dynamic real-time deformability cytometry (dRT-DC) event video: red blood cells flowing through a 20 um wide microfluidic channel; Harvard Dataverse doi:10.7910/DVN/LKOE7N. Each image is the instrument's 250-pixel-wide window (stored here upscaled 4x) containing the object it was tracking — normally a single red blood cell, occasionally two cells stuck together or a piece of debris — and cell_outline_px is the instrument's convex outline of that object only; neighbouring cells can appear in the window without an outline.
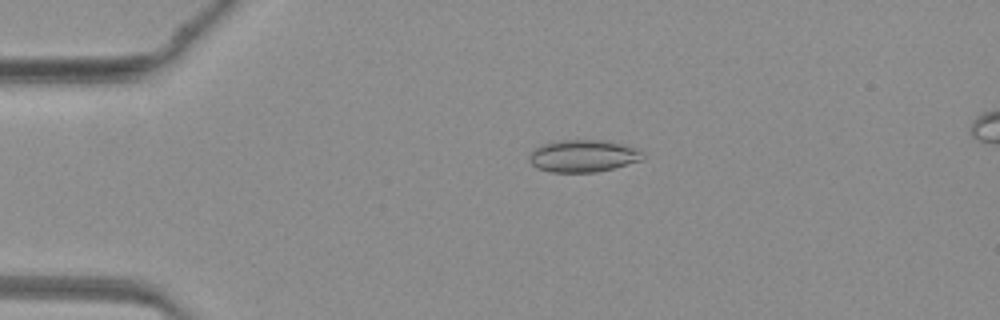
{"species": "common noctule bat (a hibernating species)", "species_latin": "Nyctalus noctula", "temperature_condition": "warm", "stored_images_in_passage": 47, "camera_frame_rate_fps": 3000, "um_per_image_px": 0.085, "animal": {"sex": "female", "body_mass_g": 19.3, "forearm_length_mm": 54.1}, "frame": {"image": 1, "passage_image": 11, "time_ms": 3.333, "image_size_px": [1000, 320], "cell_outline_px": [[644, 160], [596, 172], [552, 172], [536, 168], [528, 160], [528, 156], [532, 148], [556, 140], [604, 140], [624, 144], [636, 148], [644, 152]], "centroid_in_image_um": [49.56, 13.24], "position_along_channel_um": 35.4, "area_um2": 21.62}}
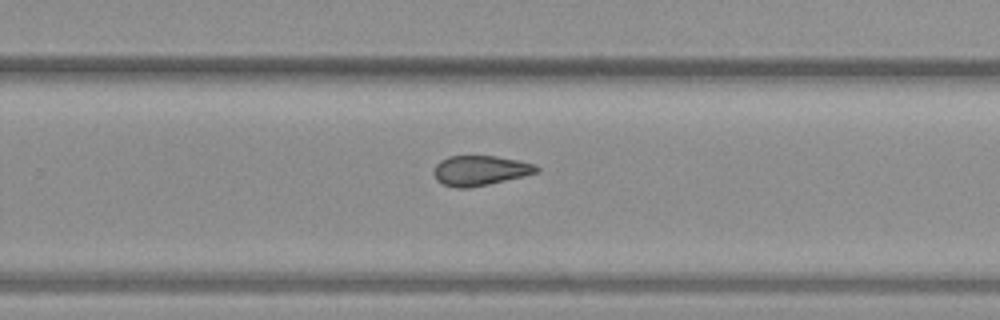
{"frame": {"image": 2, "passage_image": 31, "time_ms": 10.0, "image_size_px": [1000, 320], "cell_outline_px": [[540, 168], [536, 172], [524, 176], [488, 184], [468, 188], [452, 188], [436, 180], [432, 172], [436, 164], [440, 160], [448, 156], [496, 156], [536, 164]], "centroid_in_image_um": [40.77, 14.49], "position_along_channel_um": 289.0, "area_um2": 17.98}}
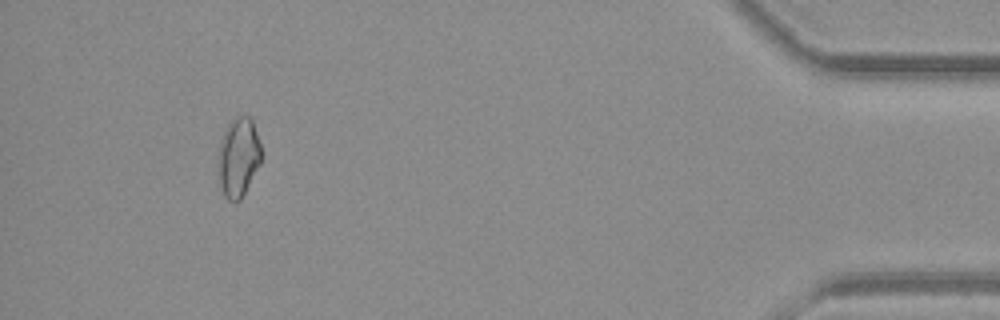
{"frame": {"image": 3, "passage_image": 44, "time_ms": 14.333, "image_size_px": [1000, 320], "cell_outline_px": [[260, 164], [240, 200], [228, 200], [224, 196], [220, 184], [216, 168], [216, 160], [220, 140], [228, 124], [236, 116], [248, 116], [252, 120], [260, 144]], "centroid_in_image_um": [20.21, 13.37], "position_along_channel_um": 415.0, "area_um2": 19.94}}